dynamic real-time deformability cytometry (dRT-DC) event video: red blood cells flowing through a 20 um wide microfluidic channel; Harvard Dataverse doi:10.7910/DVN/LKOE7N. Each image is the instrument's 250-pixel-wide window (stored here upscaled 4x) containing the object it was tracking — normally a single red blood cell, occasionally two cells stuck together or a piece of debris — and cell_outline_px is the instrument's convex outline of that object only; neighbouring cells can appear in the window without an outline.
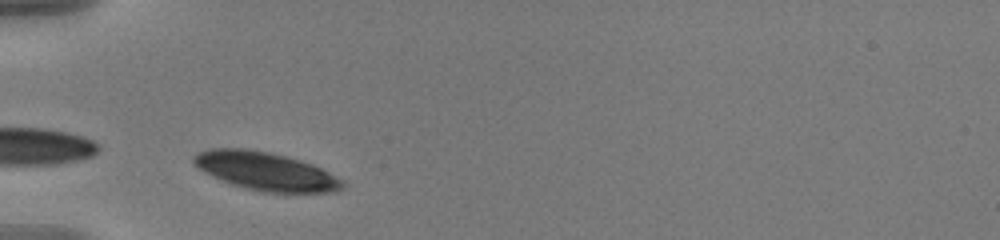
{"species": "human", "species_latin": "Homo sapiens", "temperature_condition": "warm", "stored_images_in_passage": 31, "camera_frame_rate_fps": 3000, "um_per_image_px": 0.085, "donor": {"sex": "male"}, "frame": {"image": 1, "passage_image": 1, "time_ms": 0.0, "image_size_px": [1000, 240], "cell_outline_px": [[344, 184], [340, 188], [332, 192], [260, 192], [244, 188], [232, 184], [212, 176], [204, 172], [192, 160], [192, 156], [196, 152], [208, 148], [244, 148], [268, 152], [300, 160], [312, 164], [328, 172], [340, 180]], "centroid_in_image_um": [22.5, 14.54], "position_along_channel_um": 62.5, "area_um2": 32.77}}
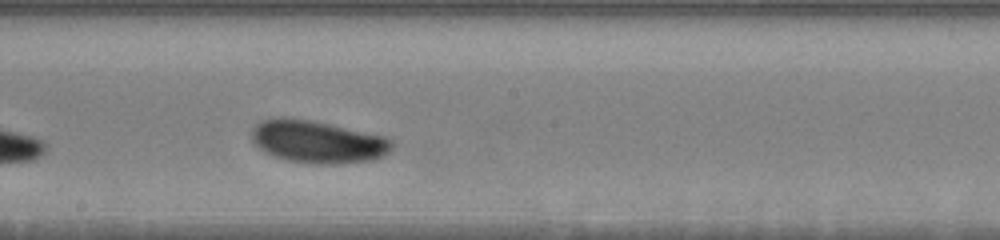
{"frame": {"image": 2, "passage_image": 15, "time_ms": 4.667, "image_size_px": [1000, 240], "cell_outline_px": [[392, 148], [384, 156], [372, 160], [336, 164], [312, 164], [288, 160], [272, 156], [264, 152], [252, 140], [252, 128], [256, 124], [264, 120], [284, 116], [308, 120], [328, 124], [384, 136], [392, 140]], "centroid_in_image_um": [26.98, 12.06], "position_along_channel_um": 221.2, "area_um2": 34.56}}
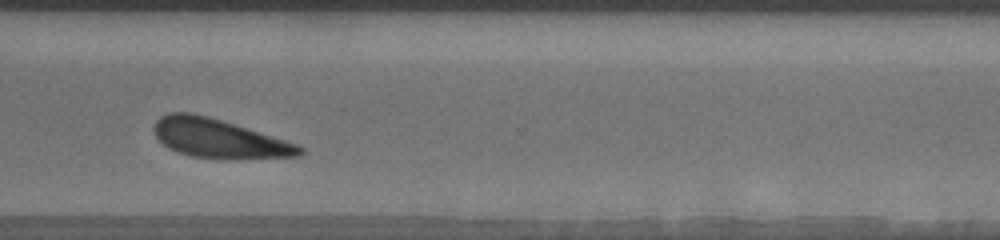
{"frame": {"image": 3, "passage_image": 26, "time_ms": 8.333, "image_size_px": [1000, 240], "cell_outline_px": [[304, 152], [300, 156], [192, 156], [176, 152], [168, 148], [156, 136], [152, 128], [156, 120], [160, 116], [168, 112], [188, 112], [208, 116], [272, 136], [296, 144], [304, 148]], "centroid_in_image_um": [18.49, 11.71], "position_along_channel_um": 352.1, "area_um2": 31.56}, "authors_computed_cell_mechanics": {"area_um2": 33.524, "velocity_mm_per_s": 3.5665, "shape_relaxation_time_tau1_ms": 1.7172, "shape_relaxation_time_tau2_ms": null, "deformation_change_tau1": 0.0719, "deformation_change_tau2": null}}